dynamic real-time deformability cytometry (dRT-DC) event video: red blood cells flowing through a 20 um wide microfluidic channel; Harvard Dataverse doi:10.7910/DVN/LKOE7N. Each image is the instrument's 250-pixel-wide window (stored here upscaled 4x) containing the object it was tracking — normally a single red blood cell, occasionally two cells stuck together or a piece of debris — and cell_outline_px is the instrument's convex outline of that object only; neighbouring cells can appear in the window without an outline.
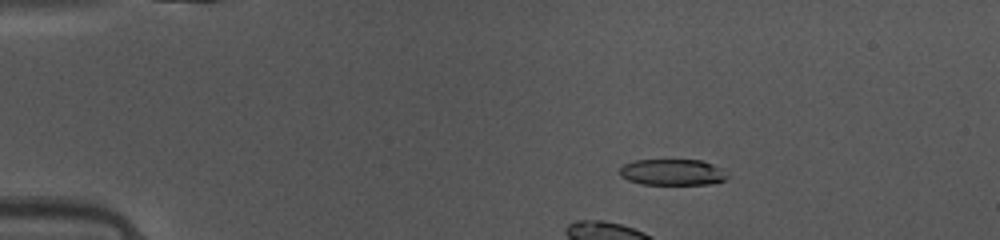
{"species": "common noctule bat (a hibernating species)", "species_latin": "Nyctalus noctula", "temperature_condition": "warm", "stored_images_in_passage": 16, "camera_frame_rate_fps": 3000, "um_per_image_px": 0.085, "animal": {"sex": "female", "body_mass_g": 10.0, "forearm_length_mm": 53.1}, "frame": {"image": 1, "passage_image": 10, "time_ms": 3.0, "image_size_px": [1000, 240], "cell_outline_px": [[724, 180], [704, 184], [644, 184], [632, 180], [624, 176], [620, 172], [620, 168], [628, 164], [640, 160], [700, 160], [708, 164]], "centroid_in_image_um": [57.0, 14.64], "position_along_channel_um": 28.0, "area_um2": 14.91}}